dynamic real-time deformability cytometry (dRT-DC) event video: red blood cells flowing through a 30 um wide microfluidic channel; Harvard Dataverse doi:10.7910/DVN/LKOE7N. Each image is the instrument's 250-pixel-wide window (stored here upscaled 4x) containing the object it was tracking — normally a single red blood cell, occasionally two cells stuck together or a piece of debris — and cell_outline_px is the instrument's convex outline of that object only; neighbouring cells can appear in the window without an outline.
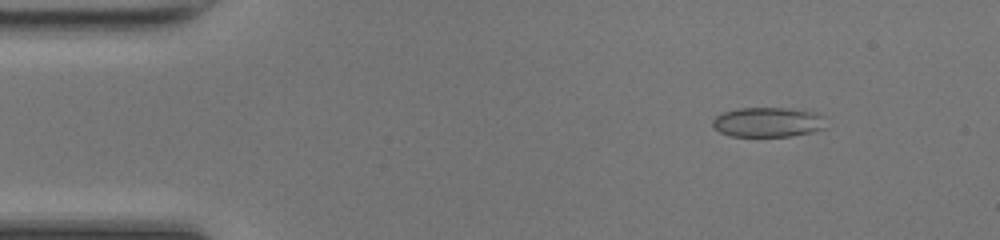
{"species": "common noctule bat (a hibernating species)", "species_latin": "Nyctalus noctula", "temperature_condition": "room temperature", "stored_images_in_passage": 49, "segment_of_instrument_passage": [1, 2], "camera_frame_rate_fps": 3000, "um_per_image_px": 0.085, "animal": {"sex": "female", "body_mass_g": 17.0, "forearm_length_mm": 48.0}, "frame": {"image": 1, "passage_image": 6, "time_ms": 1.667, "image_size_px": [1000, 240], "cell_outline_px": [[828, 128], [812, 132], [788, 136], [732, 136], [720, 132], [712, 128], [712, 120], [720, 112], [736, 108], [804, 108], [816, 112], [824, 116]], "centroid_in_image_um": [65.32, 10.36], "position_along_channel_um": 19.7, "area_um2": 20.29}}
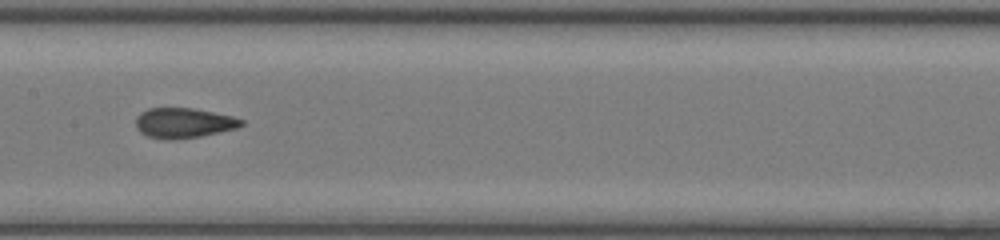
{"frame": {"image": 2, "passage_image": 24, "time_ms": 7.667, "image_size_px": [1000, 240], "cell_outline_px": [[244, 124], [236, 128], [220, 132], [200, 136], [172, 140], [168, 140], [148, 136], [140, 132], [136, 128], [136, 116], [140, 112], [148, 108], [192, 108], [232, 116], [244, 120]], "centroid_in_image_um": [15.59, 10.45], "position_along_channel_um": 191.8, "area_um2": 18.5}}
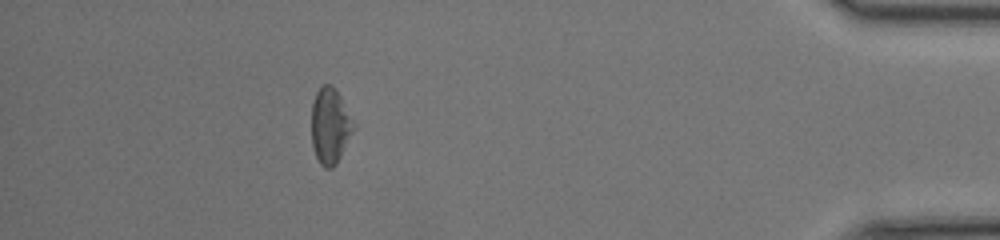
{"frame": {"image": 3, "passage_image": 43, "time_ms": 14.0, "image_size_px": [1000, 240], "cell_outline_px": [[356, 128], [336, 164], [332, 168], [324, 168], [320, 164], [316, 156], [312, 144], [312, 100], [316, 92], [324, 84], [332, 84], [340, 96], [356, 124]], "centroid_in_image_um": [28.08, 10.7], "position_along_channel_um": 407.1, "area_um2": 18.73}}